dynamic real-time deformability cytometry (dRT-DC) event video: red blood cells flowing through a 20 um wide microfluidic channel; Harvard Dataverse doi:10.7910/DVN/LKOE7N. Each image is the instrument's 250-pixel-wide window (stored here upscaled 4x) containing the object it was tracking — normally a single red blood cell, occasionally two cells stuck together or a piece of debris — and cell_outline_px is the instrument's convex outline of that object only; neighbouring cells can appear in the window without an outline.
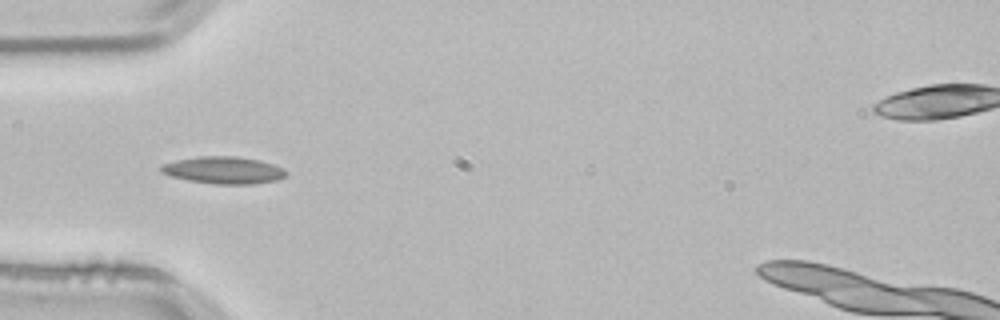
{"species": "common noctule bat (a hibernating species)", "species_latin": "Nyctalus noctula", "temperature_condition": "room temperature", "stored_images_in_passage": 19, "camera_frame_rate_fps": 3000, "um_per_image_px": 0.085, "animal": {"sex": "male", "body_mass_g": 21.5, "forearm_length_mm": 52.0}, "frame": {"image": 1, "passage_image": 4, "time_ms": 1.0, "image_size_px": [1000, 320], "cell_outline_px": [[288, 172], [284, 176], [276, 180], [252, 184], [216, 184], [188, 180], [172, 176], [160, 172], [160, 164], [176, 160], [200, 156], [236, 156], [260, 160], [284, 168]], "centroid_in_image_um": [18.99, 14.46], "position_along_channel_um": 66.0, "area_um2": 19.77}}
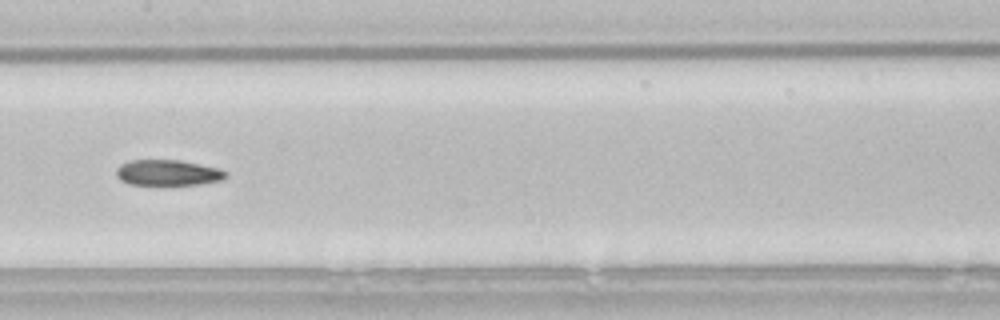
{"frame": {"image": 2, "passage_image": 14, "time_ms": 4.333, "image_size_px": [1000, 320], "cell_outline_px": [[228, 176], [224, 180], [200, 184], [132, 184], [120, 180], [116, 176], [116, 168], [120, 164], [128, 160], [180, 160], [220, 168], [228, 172]], "centroid_in_image_um": [14.3, 14.67], "position_along_channel_um": 193.1, "area_um2": 16.53}}